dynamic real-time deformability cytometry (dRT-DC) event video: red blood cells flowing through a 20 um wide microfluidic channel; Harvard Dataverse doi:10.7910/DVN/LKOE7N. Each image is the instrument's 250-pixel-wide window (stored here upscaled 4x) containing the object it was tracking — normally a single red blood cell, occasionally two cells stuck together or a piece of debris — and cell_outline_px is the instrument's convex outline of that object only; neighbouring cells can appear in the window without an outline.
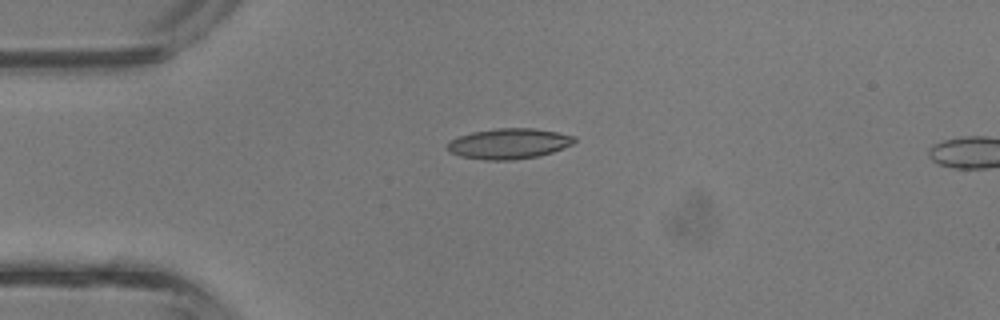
{"species": "common noctule bat (a hibernating species)", "species_latin": "Nyctalus noctula", "temperature_condition": "room temperature", "stored_images_in_passage": 5, "camera_frame_rate_fps": 3000, "um_per_image_px": 0.085, "animal": {"sex": "male", "body_mass_g": 13.3}, "frame": {"image": 1, "passage_image": 5, "time_ms": 1.333, "image_size_px": [1000, 320], "cell_outline_px": [[576, 140], [572, 144], [552, 152], [540, 156], [512, 160], [488, 160], [460, 156], [448, 152], [448, 144], [452, 140], [460, 136], [472, 132], [496, 128], [532, 128], [556, 132], [572, 136]], "centroid_in_image_um": [43.24, 12.21], "position_along_channel_um": 41.8, "area_um2": 22.31}}